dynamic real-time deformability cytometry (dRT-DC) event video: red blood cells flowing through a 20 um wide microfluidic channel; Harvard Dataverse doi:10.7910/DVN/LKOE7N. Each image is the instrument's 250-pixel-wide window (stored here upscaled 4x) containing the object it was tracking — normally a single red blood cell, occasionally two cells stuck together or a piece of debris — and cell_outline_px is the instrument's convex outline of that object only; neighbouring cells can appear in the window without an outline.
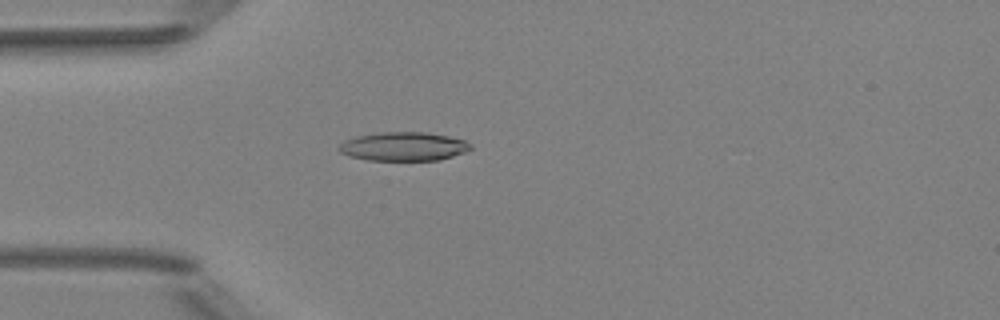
{"species": "Egyptian fruit bat (a non-hibernating species)", "species_latin": "Rousettus aegyptiacus", "temperature_condition": "room temperature", "stored_images_in_passage": 44, "camera_frame_rate_fps": 3000, "um_per_image_px": 0.085, "animal": {"sex": "female"}, "frame": {"image": 1, "passage_image": 7, "time_ms": 2.0, "image_size_px": [1000, 320], "cell_outline_px": [[472, 148], [464, 152], [440, 160], [368, 160], [352, 156], [340, 152], [336, 148], [344, 140], [356, 136], [380, 132], [428, 132], [448, 136], [464, 140], [472, 144]], "centroid_in_image_um": [34.3, 12.44], "position_along_channel_um": 50.7, "area_um2": 22.08}}
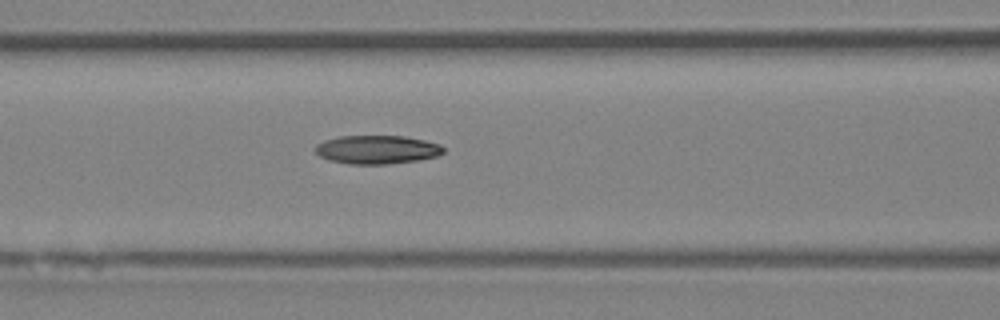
{"frame": {"image": 2, "passage_image": 14, "time_ms": 4.333, "image_size_px": [1000, 320], "cell_outline_px": [[444, 152], [436, 156], [416, 160], [388, 164], [348, 164], [328, 160], [320, 156], [316, 152], [316, 144], [324, 140], [340, 136], [404, 136], [424, 140], [440, 144], [444, 148]], "centroid_in_image_um": [32.03, 12.71], "position_along_channel_um": 134.6, "area_um2": 21.27}}
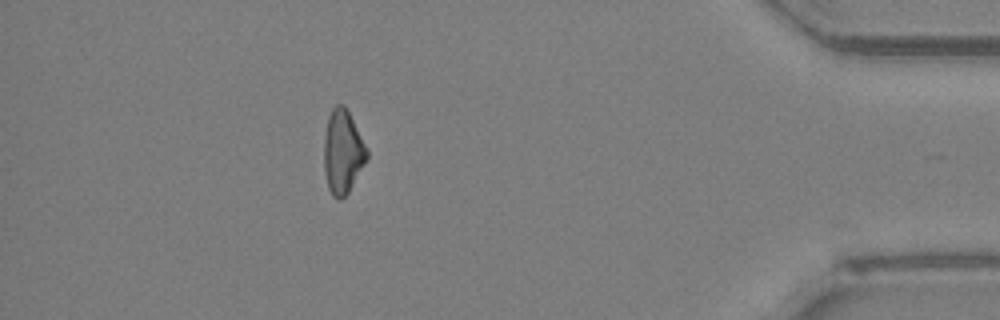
{"frame": {"image": 3, "passage_image": 38, "time_ms": 12.333, "image_size_px": [1000, 320], "cell_outline_px": [[368, 156], [364, 164], [348, 192], [340, 200], [332, 196], [328, 188], [324, 172], [324, 136], [328, 116], [332, 108], [336, 104], [344, 104], [368, 148]], "centroid_in_image_um": [29.12, 12.89], "position_along_channel_um": 406.1, "area_um2": 20.92}, "authors_computed_cell_mechanics": {"area_um2": 21.2126, "velocity_mm_per_s": 4.0366, "shape_relaxation_time_tau1_ms": 3.8655, "shape_relaxation_time_tau2_ms": null, "deformation_change_tau1": 0.1407, "deformation_change_tau2": null}}